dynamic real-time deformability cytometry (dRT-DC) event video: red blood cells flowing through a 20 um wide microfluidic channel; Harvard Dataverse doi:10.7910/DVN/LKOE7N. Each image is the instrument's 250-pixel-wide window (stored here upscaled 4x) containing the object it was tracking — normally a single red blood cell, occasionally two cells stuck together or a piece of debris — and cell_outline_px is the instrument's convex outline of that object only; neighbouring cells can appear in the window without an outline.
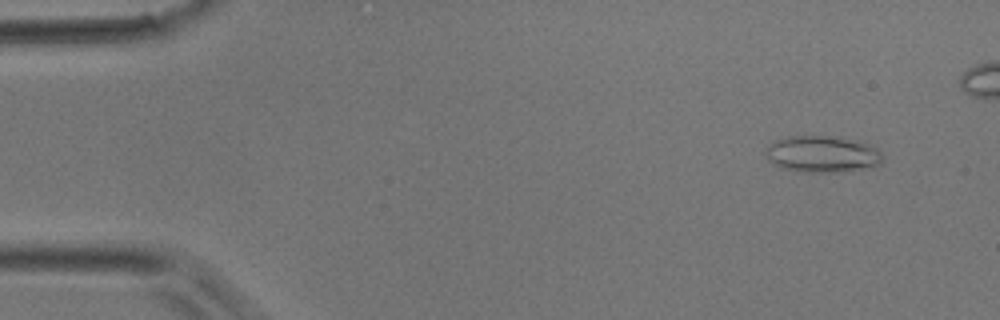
{"species": "common noctule bat (a hibernating species)", "species_latin": "Nyctalus noctula", "temperature_condition": "room temperature", "stored_images_in_passage": 7, "camera_frame_rate_fps": 3000, "um_per_image_px": 0.085, "animal": {"sex": "male", "body_mass_g": 17.9}, "frame": {"image": 1, "passage_image": 1, "time_ms": 0.0, "image_size_px": [1000, 320], "cell_outline_px": [[884, 156], [880, 164], [860, 168], [836, 172], [804, 172], [784, 168], [772, 164], [764, 156], [764, 152], [776, 140], [788, 136], [836, 136], [868, 144], [876, 148]], "centroid_in_image_um": [69.86, 13.09], "position_along_channel_um": 15.1, "area_um2": 24.68}}
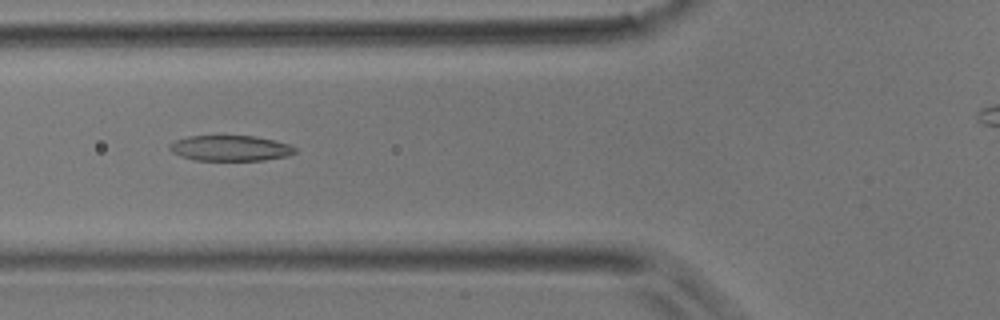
{"frame": {"image": 2, "passage_image": 5, "time_ms": 1.333, "image_size_px": [1000, 320], "cell_outline_px": [[296, 152], [288, 156], [264, 160], [196, 160], [180, 156], [172, 152], [168, 148], [168, 144], [176, 140], [188, 136], [256, 136], [288, 144], [296, 148]], "centroid_in_image_um": [19.56, 12.59], "position_along_channel_um": 106.2, "area_um2": 18.61}}
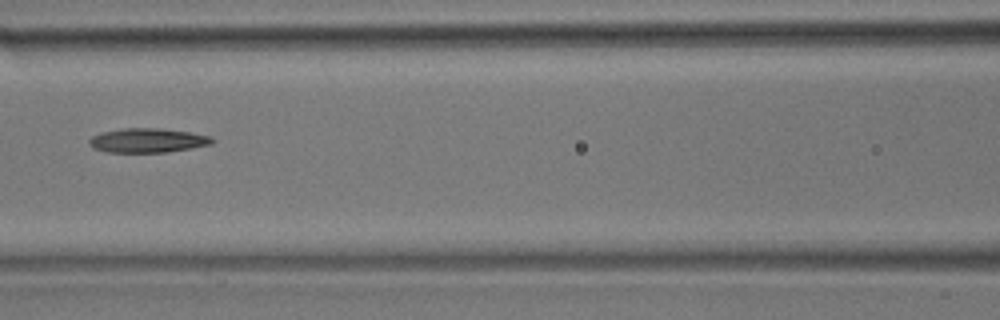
{"frame": {"image": 3, "passage_image": 7, "time_ms": 2.0, "image_size_px": [1000, 320], "cell_outline_px": [[216, 140], [212, 144], [192, 148], [168, 152], [108, 152], [92, 148], [88, 144], [88, 140], [92, 136], [100, 132], [124, 128], [160, 128], [188, 132], [212, 136]], "centroid_in_image_um": [12.55, 11.93], "position_along_channel_um": 154.1, "area_um2": 17.57}}